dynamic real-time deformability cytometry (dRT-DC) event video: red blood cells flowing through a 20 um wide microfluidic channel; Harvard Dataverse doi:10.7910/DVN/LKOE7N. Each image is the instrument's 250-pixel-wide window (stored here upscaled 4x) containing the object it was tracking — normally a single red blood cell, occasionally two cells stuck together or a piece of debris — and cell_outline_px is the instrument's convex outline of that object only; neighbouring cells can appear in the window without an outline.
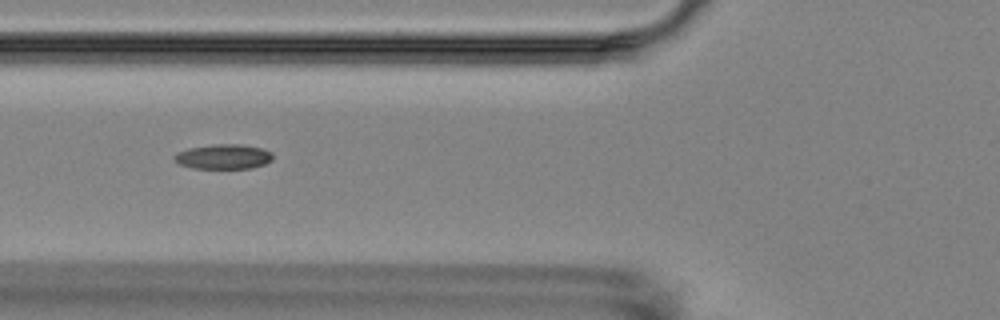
{"species": "Egyptian fruit bat (a non-hibernating species)", "species_latin": "Rousettus aegyptiacus", "temperature_condition": "room temperature", "stored_images_in_passage": 9, "camera_frame_rate_fps": 3000, "um_per_image_px": 0.085, "animal": {"sex": "female"}, "frame": {"image": 1, "passage_image": 7, "time_ms": 7.0, "image_size_px": [1000, 320], "cell_outline_px": [[272, 160], [264, 164], [252, 168], [192, 168], [180, 164], [172, 156], [176, 152], [188, 148], [212, 144], [240, 144], [264, 148], [272, 152]], "centroid_in_image_um": [19.0, 13.3], "position_along_channel_um": 106.8, "area_um2": 14.33}}
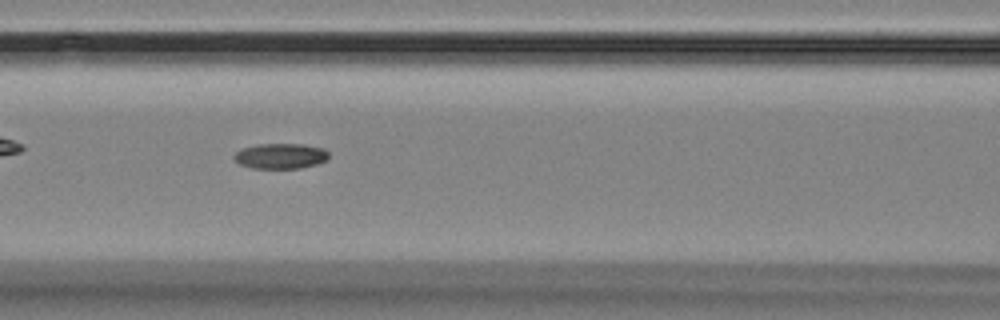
{"frame": {"image": 2, "passage_image": 8, "time_ms": 8.0, "image_size_px": [1000, 320], "cell_outline_px": [[328, 156], [324, 160], [316, 164], [300, 168], [252, 168], [240, 164], [232, 156], [236, 152], [244, 148], [256, 144], [304, 144], [324, 148], [328, 152]], "centroid_in_image_um": [23.84, 13.25], "position_along_channel_um": 142.8, "area_um2": 13.87}}
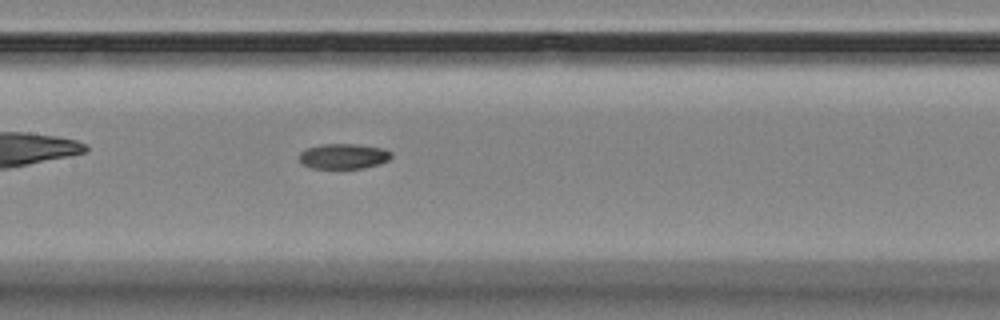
{"frame": {"image": 3, "passage_image": 9, "time_ms": 9.0, "image_size_px": [1000, 320], "cell_outline_px": [[392, 156], [388, 160], [380, 164], [364, 168], [312, 168], [300, 164], [300, 152], [308, 148], [320, 144], [356, 144], [384, 148], [392, 152]], "centroid_in_image_um": [29.22, 13.28], "position_along_channel_um": 178.2, "area_um2": 13.64}}